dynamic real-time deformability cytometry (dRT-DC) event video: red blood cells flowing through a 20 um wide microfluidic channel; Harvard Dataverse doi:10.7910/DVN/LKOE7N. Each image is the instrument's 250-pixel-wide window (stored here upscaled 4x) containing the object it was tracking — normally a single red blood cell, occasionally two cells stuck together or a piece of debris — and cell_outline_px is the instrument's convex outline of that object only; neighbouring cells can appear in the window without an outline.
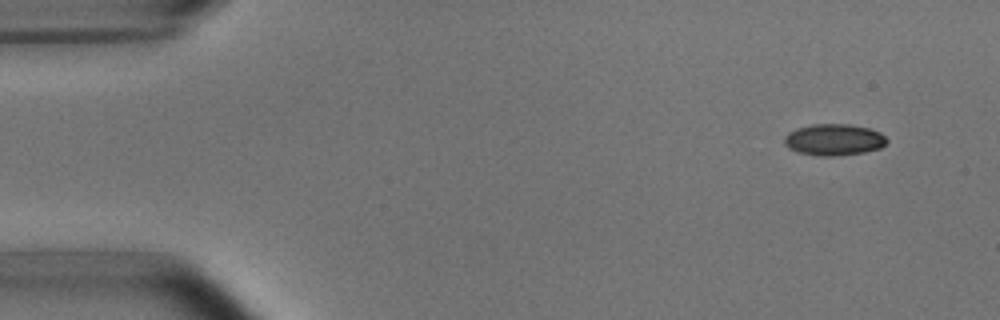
{"species": "common noctule bat (a hibernating species)", "species_latin": "Nyctalus noctula", "temperature_condition": "room temperature", "stored_images_in_passage": 5, "segment_of_instrument_passage": [1, 2], "camera_frame_rate_fps": 3000, "um_per_image_px": 0.085, "animal": {"sex": "male", "body_mass_g": 15.6}, "frame": {"image": 1, "passage_image": 1, "time_ms": 0.0, "image_size_px": [1000, 320], "cell_outline_px": [[888, 140], [880, 148], [864, 152], [836, 156], [820, 156], [796, 152], [788, 148], [784, 144], [784, 136], [788, 132], [796, 128], [812, 124], [848, 124], [868, 128], [880, 132]], "centroid_in_image_um": [70.84, 11.87], "position_along_channel_um": 14.2, "area_um2": 18.9}}